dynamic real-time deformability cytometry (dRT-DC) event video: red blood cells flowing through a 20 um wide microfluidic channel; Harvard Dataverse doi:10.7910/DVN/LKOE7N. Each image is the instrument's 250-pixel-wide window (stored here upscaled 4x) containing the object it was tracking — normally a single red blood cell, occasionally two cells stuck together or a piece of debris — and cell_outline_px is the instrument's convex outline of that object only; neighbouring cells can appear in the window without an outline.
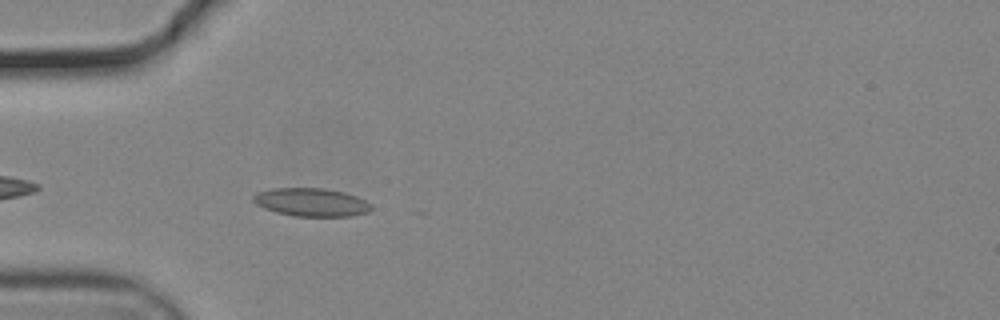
{"species": "common noctule bat (a hibernating species)", "species_latin": "Nyctalus noctula", "temperature_condition": "cold", "stored_images_in_passage": 14, "camera_frame_rate_fps": 3000, "um_per_image_px": 0.085, "animal": {"sex": "male", "body_mass_g": 19.2, "forearm_length_mm": 51.8}, "frame": {"image": 1, "passage_image": 4, "time_ms": 1.0, "image_size_px": [1000, 320], "cell_outline_px": [[372, 208], [368, 212], [352, 216], [292, 216], [276, 212], [264, 208], [256, 204], [252, 200], [252, 196], [256, 192], [272, 188], [324, 188], [344, 192], [356, 196], [372, 204]], "centroid_in_image_um": [26.44, 17.19], "position_along_channel_um": 58.6, "area_um2": 19.54}}
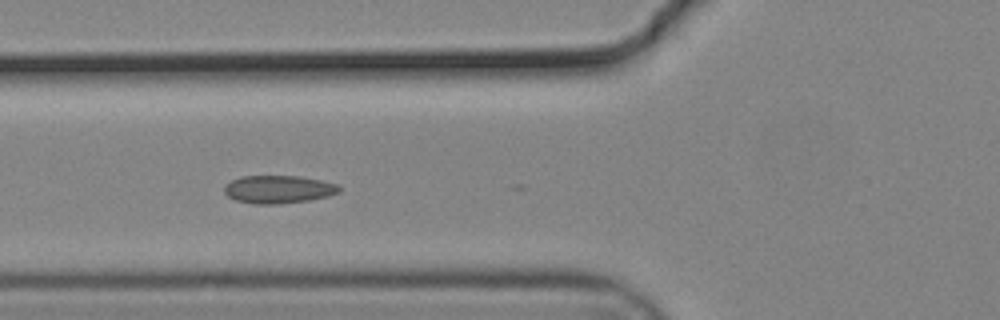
{"frame": {"image": 2, "passage_image": 8, "time_ms": 2.333, "image_size_px": [1000, 320], "cell_outline_px": [[340, 192], [328, 196], [308, 200], [276, 204], [256, 204], [236, 200], [228, 196], [224, 192], [224, 188], [232, 180], [240, 176], [300, 176], [320, 180], [336, 184], [340, 188]], "centroid_in_image_um": [23.66, 16.09], "position_along_channel_um": 102.1, "area_um2": 18.5}}
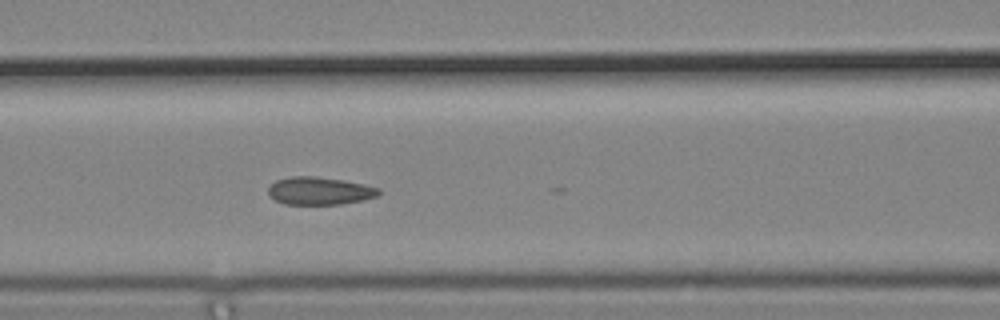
{"frame": {"image": 3, "passage_image": 11, "time_ms": 3.333, "image_size_px": [1000, 320], "cell_outline_px": [[380, 192], [376, 196], [364, 200], [340, 204], [284, 204], [268, 196], [268, 188], [276, 180], [292, 176], [316, 176], [344, 180], [380, 188]], "centroid_in_image_um": [27.14, 16.22], "position_along_channel_um": 139.5, "area_um2": 17.86}}